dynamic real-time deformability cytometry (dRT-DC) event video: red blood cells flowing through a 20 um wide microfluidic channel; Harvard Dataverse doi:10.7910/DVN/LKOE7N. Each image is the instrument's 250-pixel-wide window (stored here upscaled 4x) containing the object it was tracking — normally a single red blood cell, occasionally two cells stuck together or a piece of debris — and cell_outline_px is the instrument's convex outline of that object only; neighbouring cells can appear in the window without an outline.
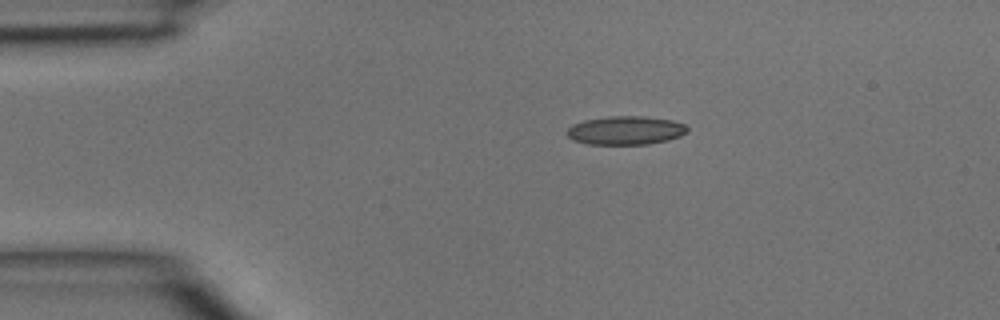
{"species": "common noctule bat (a hibernating species)", "species_latin": "Nyctalus noctula", "temperature_condition": "room temperature", "stored_images_in_passage": 2, "camera_frame_rate_fps": 3000, "um_per_image_px": 0.085, "animal": {"sex": "male", "body_mass_g": 15.6}, "frame": {"image": 1, "passage_image": 1, "time_ms": 0.0, "image_size_px": [1000, 320], "cell_outline_px": [[688, 132], [680, 136], [668, 140], [648, 144], [588, 144], [572, 140], [568, 136], [568, 128], [572, 124], [584, 120], [608, 116], [644, 116], [672, 120], [684, 124], [688, 128]], "centroid_in_image_um": [53.18, 11.08], "position_along_channel_um": 31.8, "area_um2": 20.11}}